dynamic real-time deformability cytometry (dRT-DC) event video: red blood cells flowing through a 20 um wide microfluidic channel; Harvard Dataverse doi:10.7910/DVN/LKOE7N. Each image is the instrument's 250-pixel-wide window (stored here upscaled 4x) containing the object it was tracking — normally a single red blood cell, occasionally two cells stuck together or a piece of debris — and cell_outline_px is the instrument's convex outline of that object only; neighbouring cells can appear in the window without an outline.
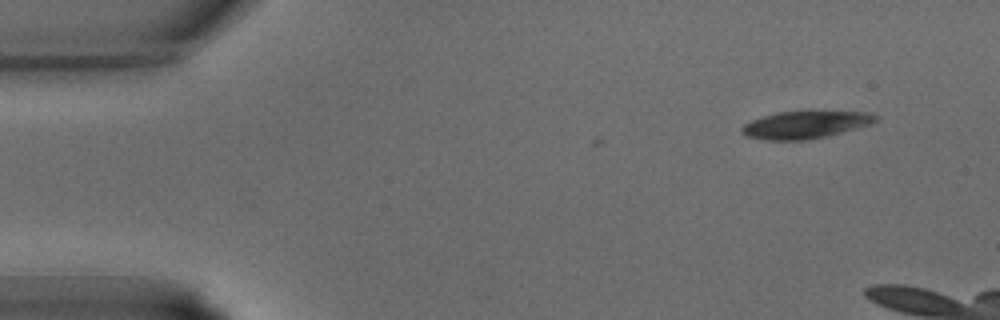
{"species": "common noctule bat (a hibernating species)", "species_latin": "Nyctalus noctula", "temperature_condition": "warm", "stored_images_in_passage": 4, "camera_frame_rate_fps": 3000, "um_per_image_px": 0.085, "animal": {"sex": "male", "body_mass_g": 15.6}, "frame": {"image": 1, "passage_image": 4, "time_ms": 1.0, "image_size_px": [1000, 320], "cell_outline_px": [[880, 116], [872, 124], [808, 140], [764, 140], [748, 136], [740, 132], [740, 128], [744, 124], [752, 120], [776, 112], [872, 112]], "centroid_in_image_um": [68.45, 10.61], "position_along_channel_um": 16.6, "area_um2": 21.1}}